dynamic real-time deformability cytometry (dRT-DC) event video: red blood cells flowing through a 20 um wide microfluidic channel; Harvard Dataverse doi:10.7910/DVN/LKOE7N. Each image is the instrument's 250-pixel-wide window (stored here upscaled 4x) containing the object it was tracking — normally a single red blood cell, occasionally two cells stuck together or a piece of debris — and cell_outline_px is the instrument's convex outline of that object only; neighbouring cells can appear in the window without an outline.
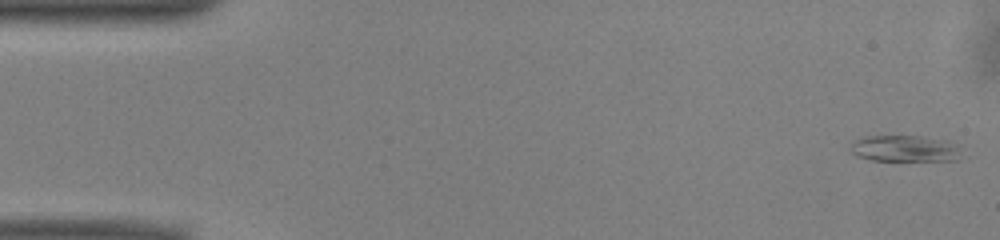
{"species": "common noctule bat (a hibernating species)", "species_latin": "Nyctalus noctula", "temperature_condition": "warm", "stored_images_in_passage": 51, "camera_frame_rate_fps": 3000, "um_per_image_px": 0.085, "animal": {"sex": "male", "body_mass_g": 13.0, "forearm_length_mm": 53.1}, "frame": {"image": 1, "passage_image": 1, "time_ms": 0.0, "image_size_px": [1000, 240], "cell_outline_px": [[956, 160], [872, 160], [860, 156], [852, 152], [848, 148], [856, 140], [864, 136], [920, 136], [948, 140], [956, 148]], "centroid_in_image_um": [76.81, 12.61], "position_along_channel_um": 8.2, "area_um2": 16.47}}
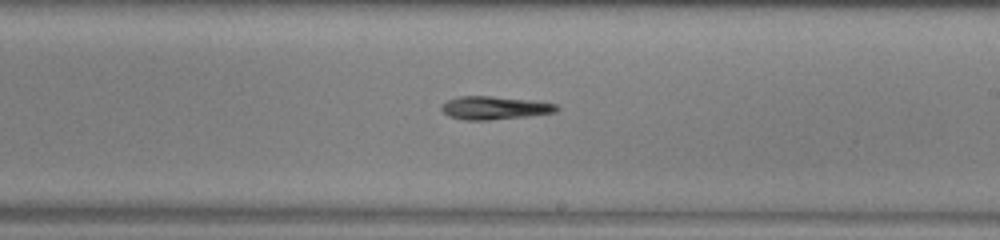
{"frame": {"image": 2, "passage_image": 29, "time_ms": 9.333, "image_size_px": [1000, 240], "cell_outline_px": [[560, 108], [556, 112], [528, 116], [488, 120], [464, 120], [448, 116], [440, 108], [448, 100], [460, 96], [492, 96], [532, 100], [556, 104]], "centroid_in_image_um": [42.05, 9.17], "position_along_channel_um": 246.9, "area_um2": 15.49}}
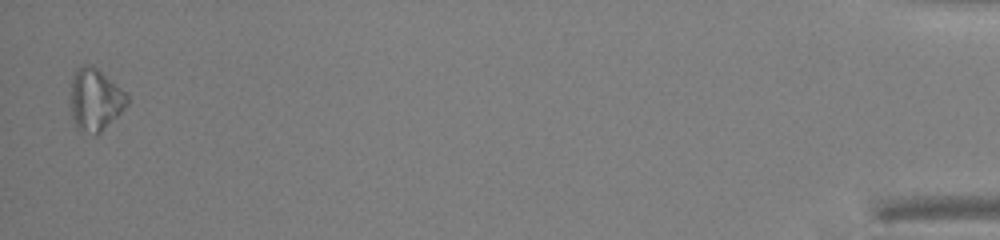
{"frame": {"image": 3, "passage_image": 50, "time_ms": 16.333, "image_size_px": [1000, 240], "cell_outline_px": [[128, 104], [96, 136], [80, 132], [68, 112], [68, 96], [72, 72], [84, 64], [92, 64], [128, 92]], "centroid_in_image_um": [8.02, 8.45], "position_along_channel_um": 427.2, "area_um2": 21.5}, "authors_computed_cell_mechanics": {"area_um2": 16.0106, "velocity_mm_per_s": 3.9859, "shape_relaxation_time_tau1_ms": 5.9154, "shape_relaxation_time_tau2_ms": null, "deformation_change_tau1": 0.1388, "deformation_change_tau2": null}}